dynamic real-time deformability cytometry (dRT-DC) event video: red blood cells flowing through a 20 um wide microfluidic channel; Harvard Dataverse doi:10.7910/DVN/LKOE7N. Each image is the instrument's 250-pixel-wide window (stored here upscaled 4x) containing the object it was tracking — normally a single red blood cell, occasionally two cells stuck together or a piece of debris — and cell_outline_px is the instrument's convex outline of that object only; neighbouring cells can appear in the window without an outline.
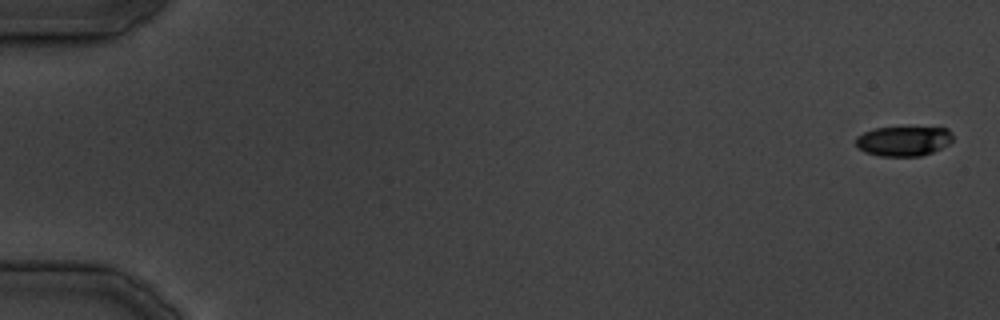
{"species": "common noctule bat (a hibernating species)", "species_latin": "Nyctalus noctula", "temperature_condition": "cold", "stored_images_in_passage": 24, "camera_frame_rate_fps": 3000, "um_per_image_px": 0.085, "animal": {"sex": "male", "body_mass_g": 19.5, "forearm_length_mm": 54.6}, "frame": {"image": 1, "passage_image": 1, "time_ms": 0.0, "image_size_px": [1000, 320], "cell_outline_px": [[952, 140], [948, 144], [932, 152], [920, 156], [880, 156], [864, 152], [856, 144], [856, 136], [872, 128], [948, 128], [952, 132]], "centroid_in_image_um": [76.78, 11.99], "position_along_channel_um": 8.2, "area_um2": 16.7}}
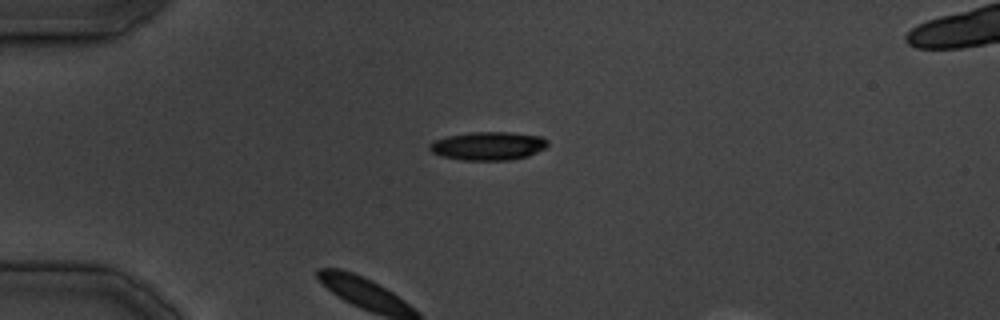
{"frame": {"image": 2, "passage_image": 10, "time_ms": 11.333, "image_size_px": [1000, 320], "cell_outline_px": [[548, 144], [544, 148], [528, 156], [508, 160], [460, 160], [440, 156], [432, 152], [428, 148], [428, 144], [432, 140], [448, 136], [472, 132], [512, 132], [540, 136], [548, 140]], "centroid_in_image_um": [41.45, 12.4], "position_along_channel_um": 43.5, "area_um2": 19.65}}